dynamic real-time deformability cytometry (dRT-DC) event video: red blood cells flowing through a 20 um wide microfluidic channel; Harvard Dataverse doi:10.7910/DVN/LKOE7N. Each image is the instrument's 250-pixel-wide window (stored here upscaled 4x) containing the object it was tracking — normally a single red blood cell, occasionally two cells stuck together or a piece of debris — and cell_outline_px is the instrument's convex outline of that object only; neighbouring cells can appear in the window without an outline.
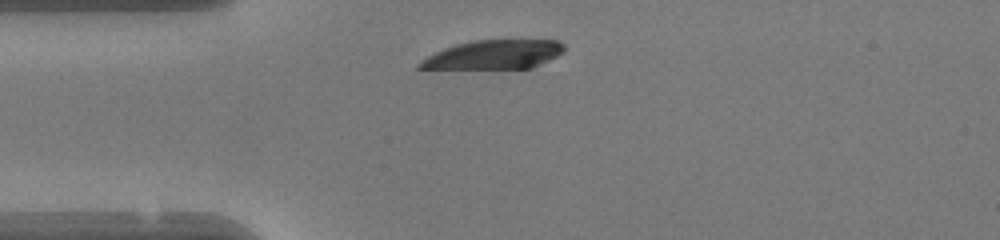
{"species": "human", "species_latin": "Homo sapiens", "temperature_condition": "warm", "stored_images_in_passage": 29, "camera_frame_rate_fps": 3000, "um_per_image_px": 0.085, "donor": {"sex": "female"}, "frame": {"image": 1, "passage_image": 1, "time_ms": 0.0, "image_size_px": [1000, 240], "cell_outline_px": [[564, 52], [532, 68], [416, 68], [416, 64], [420, 60], [444, 48], [456, 44], [476, 40], [560, 40], [564, 44]], "centroid_in_image_um": [42.0, 4.63], "position_along_channel_um": 43.0, "area_um2": 24.16}}
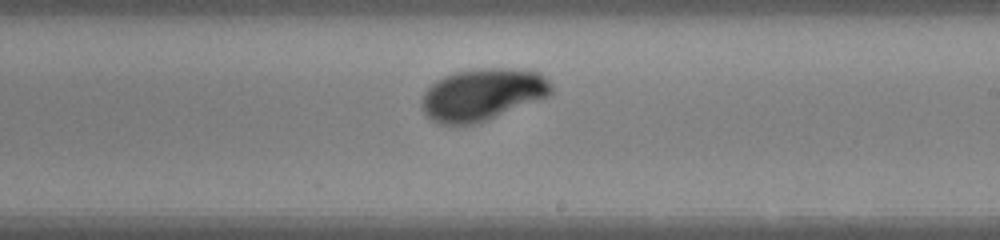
{"frame": {"image": 2, "passage_image": 17, "time_ms": 5.333, "image_size_px": [1000, 240], "cell_outline_px": [[552, 92], [548, 96], [476, 124], [440, 124], [432, 120], [424, 112], [420, 104], [420, 100], [424, 92], [436, 80], [444, 76], [456, 72], [476, 68], [512, 68], [540, 72], [552, 84]], "centroid_in_image_um": [40.99, 8.02], "position_along_channel_um": 248.0, "area_um2": 39.19}}
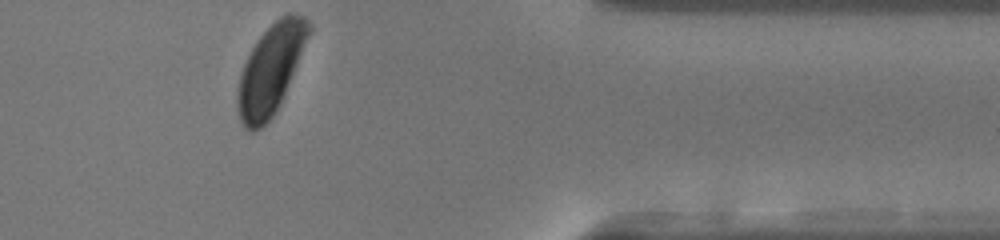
{"frame": {"image": 3, "passage_image": 29, "time_ms": 9.333, "image_size_px": [1000, 240], "cell_outline_px": [[312, 32], [284, 96], [276, 112], [260, 128], [252, 132], [248, 132], [244, 128], [240, 120], [236, 104], [236, 96], [240, 72], [252, 48], [260, 36], [280, 16], [288, 12], [292, 12], [304, 16], [312, 24]], "centroid_in_image_um": [23.03, 5.89], "position_along_channel_um": 388.4, "area_um2": 37.4}, "authors_computed_cell_mechanics": {"area_um2": 39.1884, "velocity_mm_per_s": 4.1352, "shape_relaxation_time_tau1_ms": 2.6378, "shape_relaxation_time_tau2_ms": null, "deformation_change_tau1": 0.1557, "deformation_change_tau2": null}}